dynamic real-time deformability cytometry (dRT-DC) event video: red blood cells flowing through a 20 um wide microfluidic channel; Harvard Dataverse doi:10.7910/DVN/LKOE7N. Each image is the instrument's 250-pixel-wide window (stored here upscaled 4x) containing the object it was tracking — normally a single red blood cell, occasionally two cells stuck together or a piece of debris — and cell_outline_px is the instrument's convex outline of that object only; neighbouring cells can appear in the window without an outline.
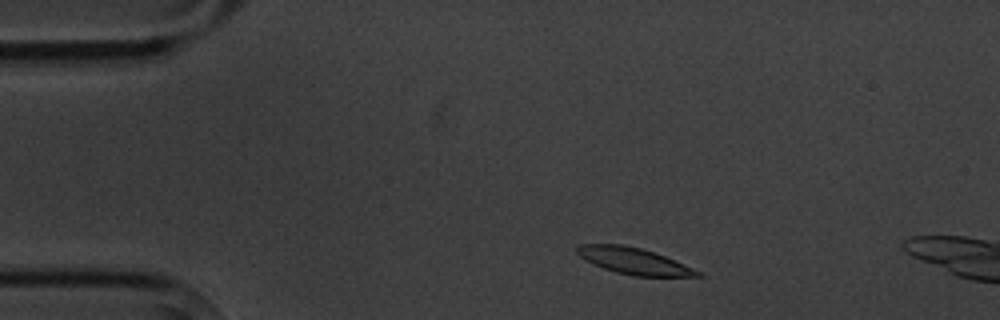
{"species": "common noctule bat (a hibernating species)", "species_latin": "Nyctalus noctula", "temperature_condition": "cold", "stored_images_in_passage": 4, "camera_frame_rate_fps": 3000, "um_per_image_px": 0.085, "animal": {"sex": "male", "body_mass_g": 20.1, "forearm_length_mm": 53.5}, "frame": {"image": 1, "passage_image": 2, "time_ms": 1.0, "image_size_px": [1000, 320], "cell_outline_px": [[704, 276], [632, 276], [616, 272], [604, 268], [580, 256], [576, 252], [576, 248], [580, 244], [624, 244], [640, 248], [664, 256], [692, 268], [700, 272]], "centroid_in_image_um": [53.85, 22.17], "position_along_channel_um": 31.1, "area_um2": 18.09}}
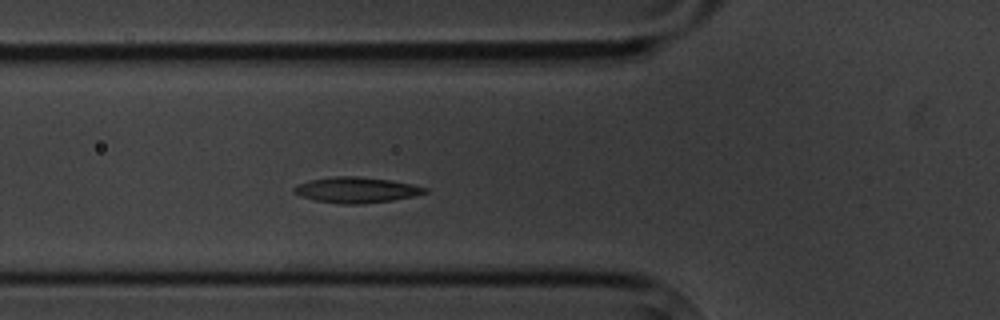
{"frame": {"image": 2, "passage_image": 4, "time_ms": 4.333, "image_size_px": [1000, 320], "cell_outline_px": [[428, 192], [412, 196], [392, 200], [360, 204], [340, 204], [316, 200], [300, 196], [292, 192], [292, 188], [296, 184], [308, 180], [336, 176], [356, 176], [388, 180], [412, 184], [428, 188]], "centroid_in_image_um": [30.23, 16.14], "position_along_channel_um": 95.6, "area_um2": 19.54}}